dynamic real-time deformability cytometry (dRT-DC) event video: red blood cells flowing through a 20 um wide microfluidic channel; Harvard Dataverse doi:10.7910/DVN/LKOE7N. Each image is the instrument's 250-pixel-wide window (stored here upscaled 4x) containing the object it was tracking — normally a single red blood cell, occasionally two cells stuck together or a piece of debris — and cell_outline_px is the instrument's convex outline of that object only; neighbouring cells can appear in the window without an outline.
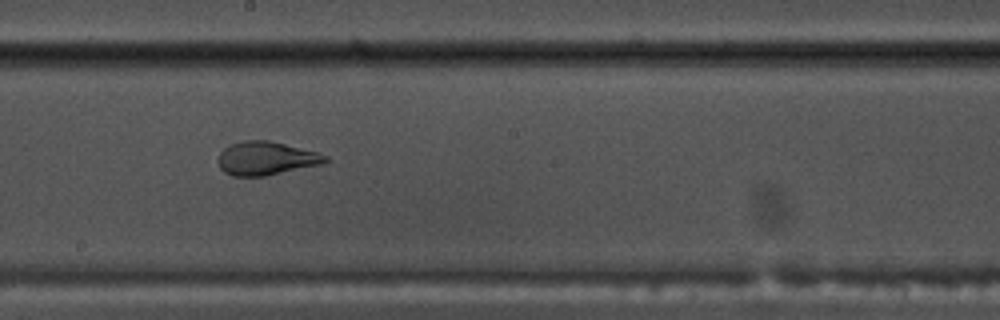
{"species": "common noctule bat (a hibernating species)", "species_latin": "Nyctalus noctula", "temperature_condition": "warm", "stored_images_in_passage": 54, "camera_frame_rate_fps": 3000, "um_per_image_px": 0.085, "animal": {"sex": "male", "body_mass_g": 17.5, "forearm_length_mm": 52.3}, "frame": {"image": 1, "passage_image": 30, "time_ms": 9.667, "image_size_px": [1000, 320], "cell_outline_px": [[328, 160], [324, 164], [264, 176], [232, 176], [224, 172], [220, 168], [216, 160], [220, 152], [224, 148], [232, 144], [244, 140], [268, 140], [316, 152], [328, 156]], "centroid_in_image_um": [22.59, 13.47], "position_along_channel_um": 225.6, "area_um2": 20.92}}
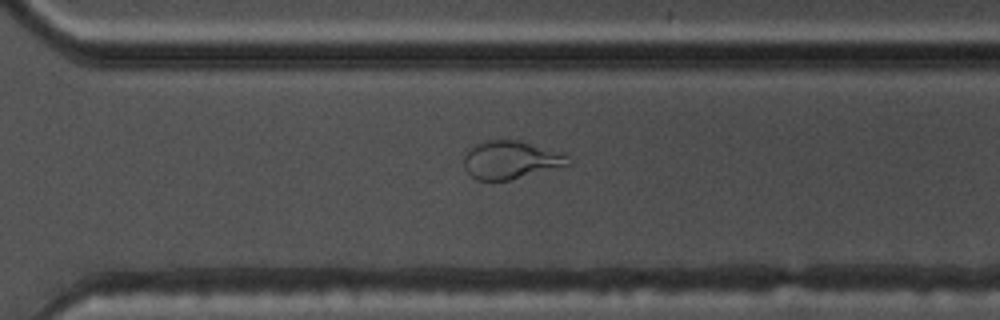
{"frame": {"image": 2, "passage_image": 38, "time_ms": 12.333, "image_size_px": [1000, 320], "cell_outline_px": [[572, 164], [508, 180], [476, 180], [464, 168], [464, 156], [476, 144], [484, 140], [516, 140], [564, 152], [568, 156]], "centroid_in_image_um": [43.44, 13.59], "position_along_channel_um": 327.2, "area_um2": 22.95}}
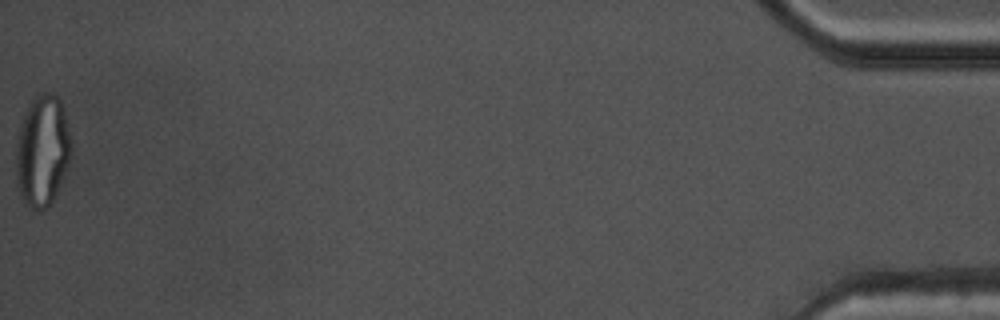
{"frame": {"image": 3, "passage_image": 54, "time_ms": 17.667, "image_size_px": [1000, 320], "cell_outline_px": [[72, 156], [68, 168], [48, 208], [40, 212], [32, 208], [20, 196], [16, 180], [16, 144], [20, 124], [32, 100], [40, 92], [56, 92], [60, 100], [72, 140]], "centroid_in_image_um": [3.62, 12.82], "position_along_channel_um": 431.6, "area_um2": 36.13}, "authors_computed_cell_mechanics": {"area_um2": 25.7788, "velocity_mm_per_s": 3.8132, "shape_relaxation_time_tau1_ms": 9.1133, "shape_relaxation_time_tau2_ms": 0.8295, "deformation_change_tau1": 0.2944, "deformation_change_tau2": 0.0676}}